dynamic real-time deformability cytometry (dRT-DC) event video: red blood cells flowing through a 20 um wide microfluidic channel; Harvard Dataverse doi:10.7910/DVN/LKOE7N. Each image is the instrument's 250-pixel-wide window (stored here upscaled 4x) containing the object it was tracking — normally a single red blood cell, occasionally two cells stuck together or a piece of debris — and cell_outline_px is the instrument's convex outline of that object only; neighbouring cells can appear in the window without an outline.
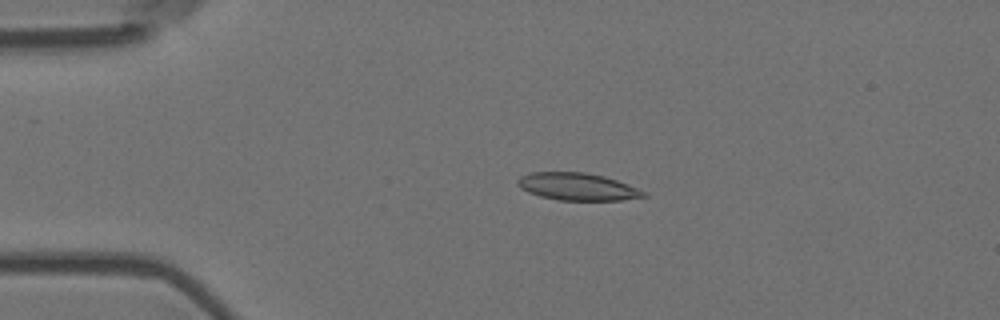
{"species": "Egyptian fruit bat (a non-hibernating species)", "species_latin": "Rousettus aegyptiacus", "temperature_condition": "room temperature", "stored_images_in_passage": 5, "camera_frame_rate_fps": 3000, "um_per_image_px": 0.085, "animal": {"sex": "female"}, "frame": {"image": 1, "passage_image": 4, "time_ms": 1.0, "image_size_px": [1000, 320], "cell_outline_px": [[648, 196], [620, 200], [556, 200], [540, 196], [528, 192], [520, 188], [516, 184], [516, 180], [520, 176], [532, 172], [584, 172], [604, 176], [628, 184], [648, 192]], "centroid_in_image_um": [49.07, 15.86], "position_along_channel_um": 35.9, "area_um2": 20.23}}